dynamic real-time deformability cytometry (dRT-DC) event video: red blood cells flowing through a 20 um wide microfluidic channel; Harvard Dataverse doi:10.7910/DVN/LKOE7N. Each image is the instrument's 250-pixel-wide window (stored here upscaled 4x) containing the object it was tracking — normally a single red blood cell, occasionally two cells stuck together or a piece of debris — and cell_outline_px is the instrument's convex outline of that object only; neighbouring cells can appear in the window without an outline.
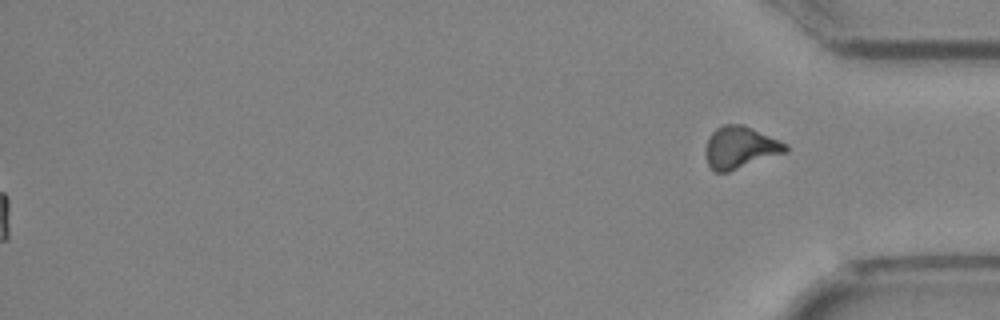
{"species": "Egyptian fruit bat (a non-hibernating species)", "species_latin": "Rousettus aegyptiacus", "temperature_condition": "cold", "stored_images_in_passage": 48, "segment_of_instrument_passage": [2, 2], "camera_frame_rate_fps": 3000, "um_per_image_px": 0.085, "animal": {"sex": "female"}, "frame": {"image": 1, "passage_image": 48, "time_ms": 15.667, "image_size_px": [1000, 320], "cell_outline_px": [[788, 152], [728, 172], [716, 172], [708, 164], [704, 148], [712, 132], [716, 128], [724, 124], [744, 124], [780, 140], [788, 144]], "centroid_in_image_um": [62.94, 12.53], "position_along_channel_um": 372.3, "area_um2": 19.77}}